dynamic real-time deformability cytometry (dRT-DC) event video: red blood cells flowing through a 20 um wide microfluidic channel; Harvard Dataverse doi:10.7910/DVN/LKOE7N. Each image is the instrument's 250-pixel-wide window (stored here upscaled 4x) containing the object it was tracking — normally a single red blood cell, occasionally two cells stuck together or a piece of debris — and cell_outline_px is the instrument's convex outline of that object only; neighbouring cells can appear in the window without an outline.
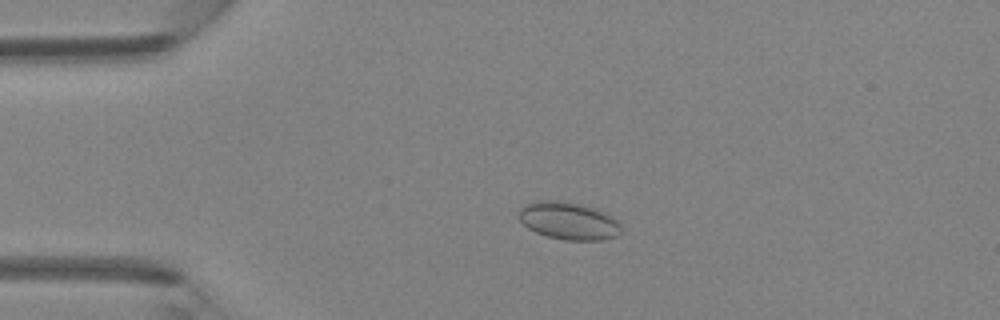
{"species": "Egyptian fruit bat (a non-hibernating species)", "species_latin": "Rousettus aegyptiacus", "temperature_condition": "room temperature", "stored_images_in_passage": 46, "camera_frame_rate_fps": 3000, "um_per_image_px": 0.085, "animal": {"sex": "female"}, "frame": {"image": 1, "passage_image": 11, "time_ms": 3.333, "image_size_px": [1000, 320], "cell_outline_px": [[620, 232], [616, 236], [600, 240], [564, 240], [548, 236], [536, 232], [528, 228], [520, 220], [520, 208], [524, 204], [540, 200], [560, 200], [580, 204], [596, 208], [608, 212], [620, 224]], "centroid_in_image_um": [48.34, 18.75], "position_along_channel_um": 36.7, "area_um2": 22.43}}
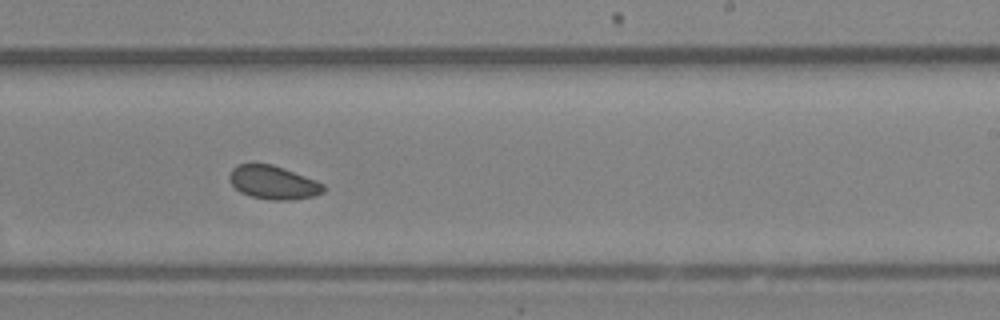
{"frame": {"image": 2, "passage_image": 29, "time_ms": 9.333, "image_size_px": [1000, 320], "cell_outline_px": [[324, 192], [312, 196], [292, 200], [272, 200], [252, 196], [240, 192], [228, 180], [228, 176], [232, 168], [236, 164], [272, 164], [316, 180], [324, 184]], "centroid_in_image_um": [23.2, 15.51], "position_along_channel_um": 265.8, "area_um2": 18.26}}
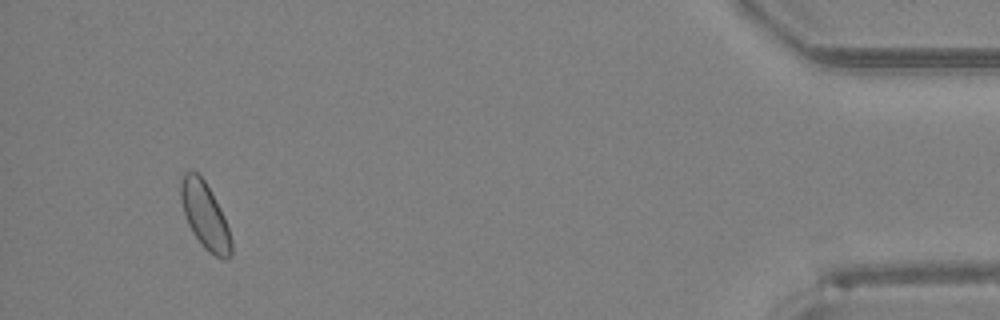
{"frame": {"image": 3, "passage_image": 44, "time_ms": 14.333, "image_size_px": [1000, 320], "cell_outline_px": [[232, 256], [228, 260], [224, 260], [208, 252], [204, 248], [192, 232], [188, 224], [180, 200], [180, 184], [184, 172], [196, 172], [204, 180], [220, 208], [224, 216], [232, 240]], "centroid_in_image_um": [17.43, 18.38], "position_along_channel_um": 417.8, "area_um2": 19.48}}